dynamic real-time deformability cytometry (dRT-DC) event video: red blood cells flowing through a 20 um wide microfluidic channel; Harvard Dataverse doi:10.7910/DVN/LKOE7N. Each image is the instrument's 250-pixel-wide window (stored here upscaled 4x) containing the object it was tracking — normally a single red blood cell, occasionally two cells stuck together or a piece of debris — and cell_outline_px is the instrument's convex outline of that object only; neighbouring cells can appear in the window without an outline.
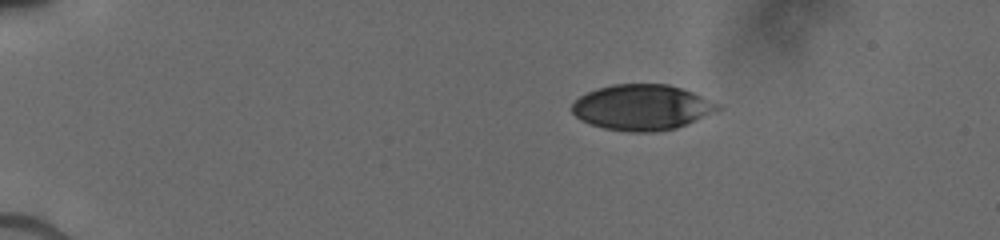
{"species": "human", "species_latin": "Homo sapiens", "temperature_condition": "cold", "stored_images_in_passage": 45, "camera_frame_rate_fps": 3000, "um_per_image_px": 0.085, "donor": {"sex": "male"}, "frame": {"image": 1, "passage_image": 1, "time_ms": 0.0, "image_size_px": [1000, 240], "cell_outline_px": [[724, 108], [676, 128], [652, 132], [628, 132], [604, 128], [580, 120], [572, 112], [572, 104], [580, 96], [596, 88], [612, 84], [668, 84], [692, 92], [720, 104]], "centroid_in_image_um": [54.56, 9.12], "position_along_channel_um": 30.4, "area_um2": 38.61}}
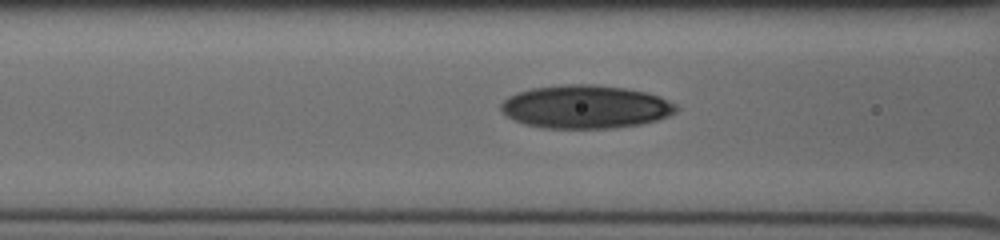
{"frame": {"image": 2, "passage_image": 29, "time_ms": 4.333, "image_size_px": [1000, 240], "cell_outline_px": [[676, 112], [668, 116], [656, 120], [640, 124], [608, 128], [544, 128], [524, 124], [508, 116], [500, 108], [500, 104], [508, 96], [516, 92], [532, 88], [568, 84], [592, 84], [624, 88], [648, 92], [660, 96], [676, 104]], "centroid_in_image_um": [49.76, 9.07], "position_along_channel_um": 116.8, "area_um2": 44.04}}
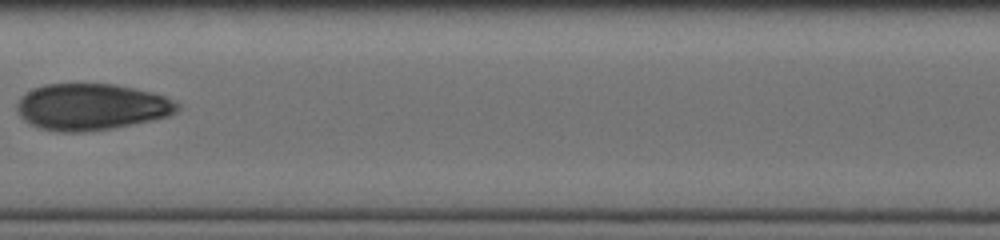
{"frame": {"image": 3, "passage_image": 44, "time_ms": 6.333, "image_size_px": [1000, 240], "cell_outline_px": [[180, 108], [176, 112], [168, 116], [152, 120], [112, 128], [80, 132], [64, 132], [40, 128], [24, 120], [20, 116], [16, 108], [16, 104], [20, 96], [32, 88], [44, 84], [112, 84], [132, 88], [164, 96], [180, 104]], "centroid_in_image_um": [7.73, 9.08], "position_along_channel_um": 199.7, "area_um2": 43.23}}